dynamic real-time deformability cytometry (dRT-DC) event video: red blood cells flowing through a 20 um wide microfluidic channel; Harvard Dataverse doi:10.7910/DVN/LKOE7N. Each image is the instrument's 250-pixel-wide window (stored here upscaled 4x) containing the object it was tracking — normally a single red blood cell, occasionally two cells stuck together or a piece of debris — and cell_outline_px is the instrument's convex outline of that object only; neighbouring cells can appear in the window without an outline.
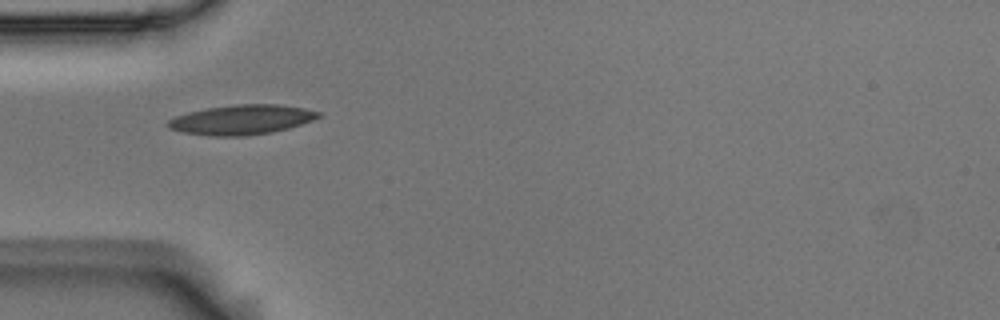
{"species": "Egyptian fruit bat (a non-hibernating species)", "species_latin": "Rousettus aegyptiacus", "temperature_condition": "room temperature", "stored_images_in_passage": 39, "camera_frame_rate_fps": 3000, "um_per_image_px": 0.085, "animal": {"sex": "male"}, "frame": {"image": 1, "passage_image": 1, "time_ms": 0.0, "image_size_px": [1000, 320], "cell_outline_px": [[320, 116], [312, 120], [288, 128], [272, 132], [244, 136], [212, 136], [184, 132], [168, 128], [164, 124], [168, 120], [176, 116], [188, 112], [208, 108], [236, 104], [276, 104], [304, 108], [320, 112]], "centroid_in_image_um": [20.5, 10.17], "position_along_channel_um": 64.5, "area_um2": 25.89}}
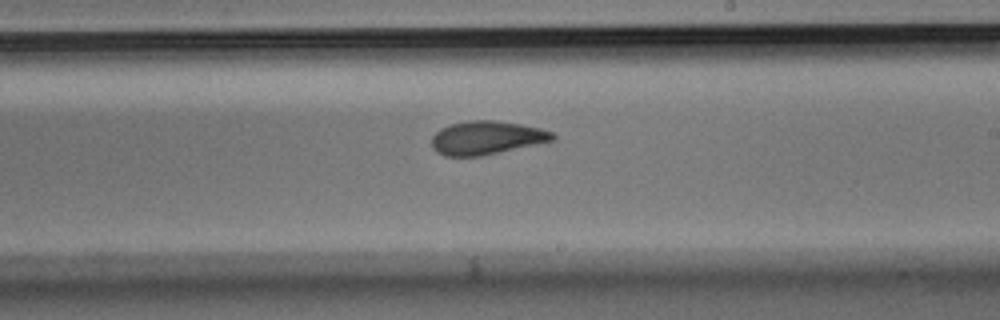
{"frame": {"image": 2, "passage_image": 16, "time_ms": 5.0, "image_size_px": [1000, 320], "cell_outline_px": [[556, 140], [480, 156], [444, 156], [436, 152], [432, 148], [432, 136], [440, 128], [452, 124], [472, 120], [492, 120], [520, 124], [540, 128], [552, 132], [556, 136]], "centroid_in_image_um": [41.35, 11.72], "position_along_channel_um": 247.6, "area_um2": 23.52}}
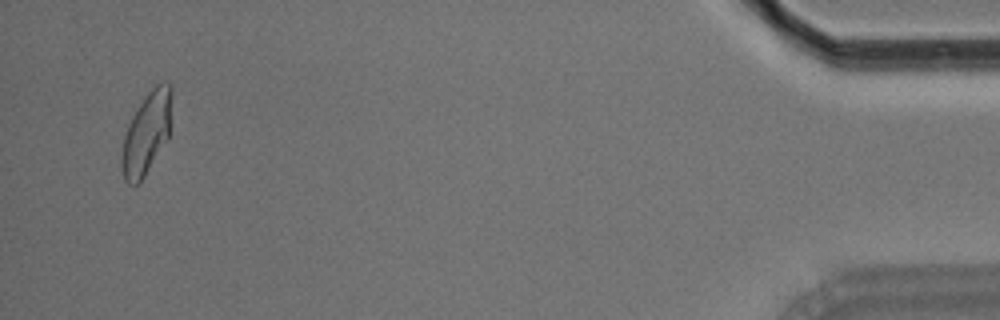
{"frame": {"image": 3, "passage_image": 37, "time_ms": 12.0, "image_size_px": [1000, 320], "cell_outline_px": [[172, 92], [168, 136], [144, 176], [136, 184], [128, 184], [124, 180], [120, 168], [120, 156], [124, 136], [128, 124], [132, 116], [148, 92], [156, 84], [164, 80], [168, 80], [172, 84]], "centroid_in_image_um": [12.43, 11.28], "position_along_channel_um": 422.8, "area_um2": 23.7}, "authors_computed_cell_mechanics": {"area_um2": 23.8136, "velocity_mm_per_s": 3.6664, "shape_relaxation_time_tau1_ms": 5.6484, "shape_relaxation_time_tau2_ms": 1.8881, "deformation_change_tau1": 0.1668, "deformation_change_tau2": 0.0708}}